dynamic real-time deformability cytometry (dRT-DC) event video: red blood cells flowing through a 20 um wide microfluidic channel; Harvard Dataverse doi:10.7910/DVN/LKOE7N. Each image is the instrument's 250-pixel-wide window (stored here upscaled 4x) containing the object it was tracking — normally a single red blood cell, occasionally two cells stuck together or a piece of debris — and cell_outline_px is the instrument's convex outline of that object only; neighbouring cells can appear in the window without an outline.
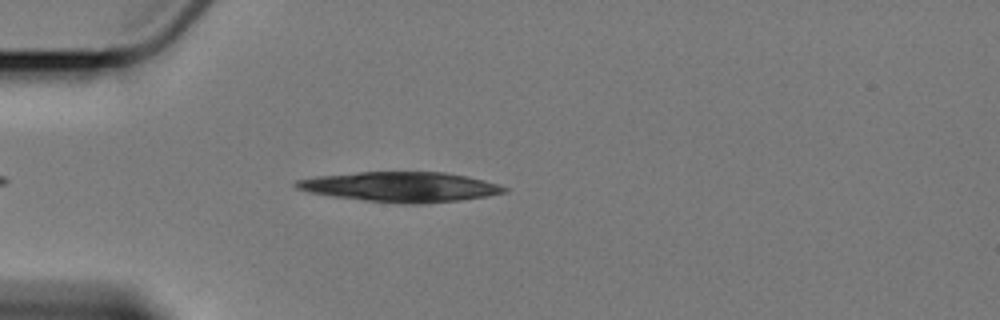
{"species": "Egyptian fruit bat (a non-hibernating species)", "species_latin": "Rousettus aegyptiacus", "temperature_condition": "cold", "stored_images_in_passage": 4, "camera_frame_rate_fps": 3000, "um_per_image_px": 0.085, "animal": {"sex": "female"}, "frame": {"image": 1, "passage_image": 2, "time_ms": 1.333, "image_size_px": [1000, 320], "cell_outline_px": [[508, 192], [488, 196], [460, 200], [420, 204], [412, 204], [368, 200], [336, 196], [308, 192], [296, 188], [292, 184], [296, 180], [320, 176], [360, 172], [444, 172], [468, 176], [484, 180], [508, 188]], "centroid_in_image_um": [34.1, 15.88], "position_along_channel_um": 50.9, "area_um2": 35.89}}